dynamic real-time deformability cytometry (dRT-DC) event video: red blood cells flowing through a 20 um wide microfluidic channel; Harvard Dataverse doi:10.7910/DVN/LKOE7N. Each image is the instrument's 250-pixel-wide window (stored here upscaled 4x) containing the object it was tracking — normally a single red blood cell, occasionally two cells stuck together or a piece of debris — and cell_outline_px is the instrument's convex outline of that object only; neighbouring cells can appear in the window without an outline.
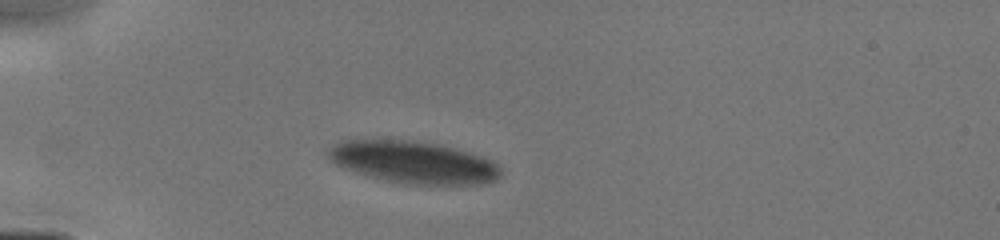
{"species": "human", "species_latin": "Homo sapiens", "temperature_condition": "cold", "stored_images_in_passage": 28, "camera_frame_rate_fps": 3000, "um_per_image_px": 0.085, "donor": {"sex": "male"}, "frame": {"image": 1, "passage_image": 1, "time_ms": 0.0, "image_size_px": [1000, 240], "cell_outline_px": [[500, 176], [496, 180], [484, 184], [408, 184], [388, 180], [372, 176], [344, 168], [336, 164], [328, 156], [328, 148], [332, 144], [340, 140], [404, 140], [440, 144], [484, 156], [492, 160], [500, 168]], "centroid_in_image_um": [35.17, 13.78], "position_along_channel_um": 49.8, "area_um2": 42.08}}
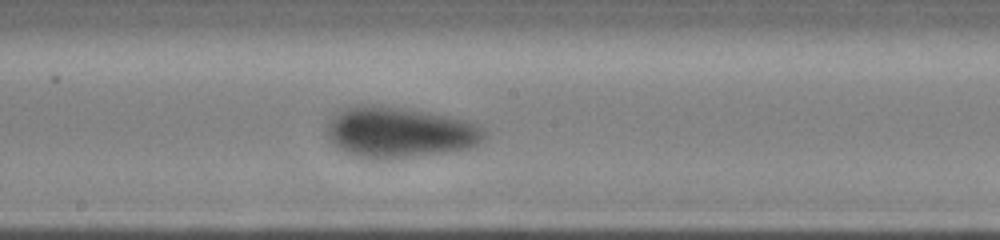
{"frame": {"image": 2, "passage_image": 17, "time_ms": 4.333, "image_size_px": [1000, 240], "cell_outline_px": [[484, 136], [476, 144], [468, 148], [452, 152], [420, 156], [384, 160], [352, 156], [340, 148], [328, 136], [328, 120], [340, 108], [368, 104], [376, 104], [404, 108], [444, 116], [460, 120], [472, 124], [480, 128], [484, 132]], "centroid_in_image_um": [33.87, 11.26], "position_along_channel_um": 214.3, "area_um2": 46.18}}
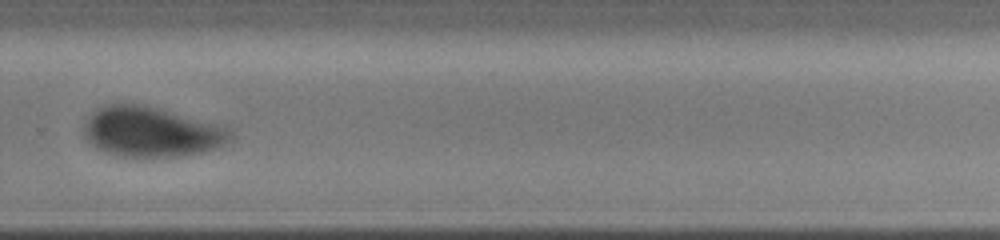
{"frame": {"image": 3, "passage_image": 25, "time_ms": 6.667, "image_size_px": [1000, 240], "cell_outline_px": [[232, 136], [224, 144], [216, 148], [200, 152], [180, 156], [120, 156], [96, 148], [84, 136], [84, 120], [96, 108], [108, 104], [144, 104], [228, 124], [232, 128]], "centroid_in_image_um": [12.93, 11.16], "position_along_channel_um": 316.9, "area_um2": 43.47}}